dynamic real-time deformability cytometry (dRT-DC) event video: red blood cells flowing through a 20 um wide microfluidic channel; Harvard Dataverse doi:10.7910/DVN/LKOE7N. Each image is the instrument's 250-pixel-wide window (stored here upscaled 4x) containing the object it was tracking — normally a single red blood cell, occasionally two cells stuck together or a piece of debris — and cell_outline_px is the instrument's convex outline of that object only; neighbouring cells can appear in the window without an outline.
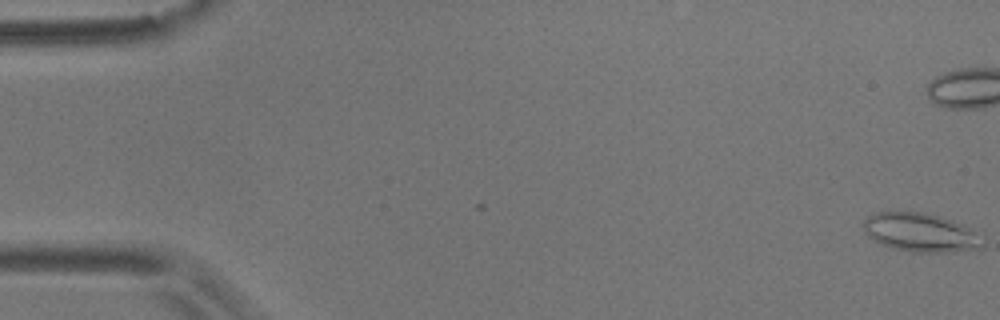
{"species": "common noctule bat (a hibernating species)", "species_latin": "Nyctalus noctula", "temperature_condition": "room temperature", "stored_images_in_passage": 9, "camera_frame_rate_fps": 3000, "um_per_image_px": 0.085, "animal": {"sex": "male", "body_mass_g": 17.9}, "frame": {"image": 1, "passage_image": 1, "time_ms": 0.0, "image_size_px": [1000, 320], "cell_outline_px": [[984, 248], [944, 252], [912, 252], [880, 244], [872, 240], [864, 232], [864, 220], [872, 212], [924, 212], [940, 216], [952, 220], [984, 232]], "centroid_in_image_um": [78.33, 19.76], "position_along_channel_um": 6.7, "area_um2": 27.46}}